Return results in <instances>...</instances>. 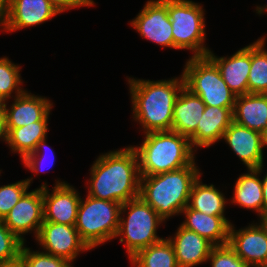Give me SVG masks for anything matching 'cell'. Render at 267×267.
Segmentation results:
<instances>
[{
  "label": "cell",
  "instance_id": "obj_39",
  "mask_svg": "<svg viewBox=\"0 0 267 267\" xmlns=\"http://www.w3.org/2000/svg\"><path fill=\"white\" fill-rule=\"evenodd\" d=\"M256 11L259 15H261L264 12H267V5L265 7L256 6Z\"/></svg>",
  "mask_w": 267,
  "mask_h": 267
},
{
  "label": "cell",
  "instance_id": "obj_11",
  "mask_svg": "<svg viewBox=\"0 0 267 267\" xmlns=\"http://www.w3.org/2000/svg\"><path fill=\"white\" fill-rule=\"evenodd\" d=\"M3 221L5 226L24 243L23 236L30 231L36 233L37 237L44 221L43 187L26 192Z\"/></svg>",
  "mask_w": 267,
  "mask_h": 267
},
{
  "label": "cell",
  "instance_id": "obj_27",
  "mask_svg": "<svg viewBox=\"0 0 267 267\" xmlns=\"http://www.w3.org/2000/svg\"><path fill=\"white\" fill-rule=\"evenodd\" d=\"M265 38L251 44V67L248 77V93L267 94V50Z\"/></svg>",
  "mask_w": 267,
  "mask_h": 267
},
{
  "label": "cell",
  "instance_id": "obj_14",
  "mask_svg": "<svg viewBox=\"0 0 267 267\" xmlns=\"http://www.w3.org/2000/svg\"><path fill=\"white\" fill-rule=\"evenodd\" d=\"M6 103L7 101H4L3 110L7 129L19 128L39 121H48L53 106V103L46 97L36 96L26 90L14 97V102L9 109Z\"/></svg>",
  "mask_w": 267,
  "mask_h": 267
},
{
  "label": "cell",
  "instance_id": "obj_42",
  "mask_svg": "<svg viewBox=\"0 0 267 267\" xmlns=\"http://www.w3.org/2000/svg\"><path fill=\"white\" fill-rule=\"evenodd\" d=\"M256 267H267V263L263 264V265L256 266Z\"/></svg>",
  "mask_w": 267,
  "mask_h": 267
},
{
  "label": "cell",
  "instance_id": "obj_15",
  "mask_svg": "<svg viewBox=\"0 0 267 267\" xmlns=\"http://www.w3.org/2000/svg\"><path fill=\"white\" fill-rule=\"evenodd\" d=\"M222 139L231 147L248 168H258L263 164V134L241 126L234 121L225 130Z\"/></svg>",
  "mask_w": 267,
  "mask_h": 267
},
{
  "label": "cell",
  "instance_id": "obj_30",
  "mask_svg": "<svg viewBox=\"0 0 267 267\" xmlns=\"http://www.w3.org/2000/svg\"><path fill=\"white\" fill-rule=\"evenodd\" d=\"M31 181L32 177L5 186H0V219L3 220L14 205L27 192Z\"/></svg>",
  "mask_w": 267,
  "mask_h": 267
},
{
  "label": "cell",
  "instance_id": "obj_37",
  "mask_svg": "<svg viewBox=\"0 0 267 267\" xmlns=\"http://www.w3.org/2000/svg\"><path fill=\"white\" fill-rule=\"evenodd\" d=\"M0 138L7 143V128L4 110H0Z\"/></svg>",
  "mask_w": 267,
  "mask_h": 267
},
{
  "label": "cell",
  "instance_id": "obj_41",
  "mask_svg": "<svg viewBox=\"0 0 267 267\" xmlns=\"http://www.w3.org/2000/svg\"><path fill=\"white\" fill-rule=\"evenodd\" d=\"M3 101L0 99V110H3Z\"/></svg>",
  "mask_w": 267,
  "mask_h": 267
},
{
  "label": "cell",
  "instance_id": "obj_4",
  "mask_svg": "<svg viewBox=\"0 0 267 267\" xmlns=\"http://www.w3.org/2000/svg\"><path fill=\"white\" fill-rule=\"evenodd\" d=\"M140 176H151L189 166L195 161L190 139L174 131L145 133L144 141L134 147Z\"/></svg>",
  "mask_w": 267,
  "mask_h": 267
},
{
  "label": "cell",
  "instance_id": "obj_9",
  "mask_svg": "<svg viewBox=\"0 0 267 267\" xmlns=\"http://www.w3.org/2000/svg\"><path fill=\"white\" fill-rule=\"evenodd\" d=\"M130 24L141 37L162 47L174 49L172 24L167 11V0L147 1L143 9Z\"/></svg>",
  "mask_w": 267,
  "mask_h": 267
},
{
  "label": "cell",
  "instance_id": "obj_22",
  "mask_svg": "<svg viewBox=\"0 0 267 267\" xmlns=\"http://www.w3.org/2000/svg\"><path fill=\"white\" fill-rule=\"evenodd\" d=\"M233 121L264 134L267 129V94L247 93L237 96Z\"/></svg>",
  "mask_w": 267,
  "mask_h": 267
},
{
  "label": "cell",
  "instance_id": "obj_12",
  "mask_svg": "<svg viewBox=\"0 0 267 267\" xmlns=\"http://www.w3.org/2000/svg\"><path fill=\"white\" fill-rule=\"evenodd\" d=\"M229 228L228 244L236 254L250 267L267 263V222L260 220V224H250L246 228Z\"/></svg>",
  "mask_w": 267,
  "mask_h": 267
},
{
  "label": "cell",
  "instance_id": "obj_24",
  "mask_svg": "<svg viewBox=\"0 0 267 267\" xmlns=\"http://www.w3.org/2000/svg\"><path fill=\"white\" fill-rule=\"evenodd\" d=\"M200 176L194 181L188 206L210 216H225L226 198L213 184H203Z\"/></svg>",
  "mask_w": 267,
  "mask_h": 267
},
{
  "label": "cell",
  "instance_id": "obj_33",
  "mask_svg": "<svg viewBox=\"0 0 267 267\" xmlns=\"http://www.w3.org/2000/svg\"><path fill=\"white\" fill-rule=\"evenodd\" d=\"M46 147L49 148V146L46 144V139L41 140V141L38 142V144L36 146V149L33 152H31L28 155H26L22 159V162L24 163V166L26 168H28L31 172H34L35 175H36V173H39L40 171L42 172V171L45 170L44 169L45 166L42 167V165H44L45 162L48 161V160H44V159H46V157H44V156L45 155L47 156V154L41 155V151H42L43 148L45 149ZM50 150H51L50 151L51 157L53 156V158L48 161V164L46 166L47 168H48L49 164L51 165V166L50 165L49 166L52 167L54 162H55V160H54V158H55L54 152L52 151V149H50Z\"/></svg>",
  "mask_w": 267,
  "mask_h": 267
},
{
  "label": "cell",
  "instance_id": "obj_34",
  "mask_svg": "<svg viewBox=\"0 0 267 267\" xmlns=\"http://www.w3.org/2000/svg\"><path fill=\"white\" fill-rule=\"evenodd\" d=\"M51 3L59 13H62L66 10L82 7V6H93V0H47Z\"/></svg>",
  "mask_w": 267,
  "mask_h": 267
},
{
  "label": "cell",
  "instance_id": "obj_31",
  "mask_svg": "<svg viewBox=\"0 0 267 267\" xmlns=\"http://www.w3.org/2000/svg\"><path fill=\"white\" fill-rule=\"evenodd\" d=\"M20 259L25 267H72V263L66 259L43 251H31L24 244L21 249Z\"/></svg>",
  "mask_w": 267,
  "mask_h": 267
},
{
  "label": "cell",
  "instance_id": "obj_5",
  "mask_svg": "<svg viewBox=\"0 0 267 267\" xmlns=\"http://www.w3.org/2000/svg\"><path fill=\"white\" fill-rule=\"evenodd\" d=\"M123 212L128 213L127 218L120 216L115 238L120 236V242H125L129 259L163 239L157 236V229L164 220L140 196L123 203L120 215Z\"/></svg>",
  "mask_w": 267,
  "mask_h": 267
},
{
  "label": "cell",
  "instance_id": "obj_38",
  "mask_svg": "<svg viewBox=\"0 0 267 267\" xmlns=\"http://www.w3.org/2000/svg\"><path fill=\"white\" fill-rule=\"evenodd\" d=\"M0 267H25L21 259H18L17 261L0 264Z\"/></svg>",
  "mask_w": 267,
  "mask_h": 267
},
{
  "label": "cell",
  "instance_id": "obj_20",
  "mask_svg": "<svg viewBox=\"0 0 267 267\" xmlns=\"http://www.w3.org/2000/svg\"><path fill=\"white\" fill-rule=\"evenodd\" d=\"M181 213L185 215V221L181 224L185 229L196 232L214 246L228 244L231 222L225 216H210L188 205Z\"/></svg>",
  "mask_w": 267,
  "mask_h": 267
},
{
  "label": "cell",
  "instance_id": "obj_19",
  "mask_svg": "<svg viewBox=\"0 0 267 267\" xmlns=\"http://www.w3.org/2000/svg\"><path fill=\"white\" fill-rule=\"evenodd\" d=\"M233 109L205 106L196 132L189 138L192 147H210L223 137L225 130L233 122Z\"/></svg>",
  "mask_w": 267,
  "mask_h": 267
},
{
  "label": "cell",
  "instance_id": "obj_3",
  "mask_svg": "<svg viewBox=\"0 0 267 267\" xmlns=\"http://www.w3.org/2000/svg\"><path fill=\"white\" fill-rule=\"evenodd\" d=\"M202 175L195 161L189 166L140 177V197L165 221L188 205L194 181Z\"/></svg>",
  "mask_w": 267,
  "mask_h": 267
},
{
  "label": "cell",
  "instance_id": "obj_25",
  "mask_svg": "<svg viewBox=\"0 0 267 267\" xmlns=\"http://www.w3.org/2000/svg\"><path fill=\"white\" fill-rule=\"evenodd\" d=\"M48 121L34 122L30 125L7 129V145L23 159L33 152L39 141L46 139Z\"/></svg>",
  "mask_w": 267,
  "mask_h": 267
},
{
  "label": "cell",
  "instance_id": "obj_2",
  "mask_svg": "<svg viewBox=\"0 0 267 267\" xmlns=\"http://www.w3.org/2000/svg\"><path fill=\"white\" fill-rule=\"evenodd\" d=\"M128 84L133 118L144 133L171 131L174 103L184 87L183 76L158 81L128 78Z\"/></svg>",
  "mask_w": 267,
  "mask_h": 267
},
{
  "label": "cell",
  "instance_id": "obj_28",
  "mask_svg": "<svg viewBox=\"0 0 267 267\" xmlns=\"http://www.w3.org/2000/svg\"><path fill=\"white\" fill-rule=\"evenodd\" d=\"M21 80L20 66L12 63L8 57L0 58V99L3 102L11 98L14 91L15 97L25 91L19 86Z\"/></svg>",
  "mask_w": 267,
  "mask_h": 267
},
{
  "label": "cell",
  "instance_id": "obj_17",
  "mask_svg": "<svg viewBox=\"0 0 267 267\" xmlns=\"http://www.w3.org/2000/svg\"><path fill=\"white\" fill-rule=\"evenodd\" d=\"M60 14L47 0H9L5 31H17L39 25Z\"/></svg>",
  "mask_w": 267,
  "mask_h": 267
},
{
  "label": "cell",
  "instance_id": "obj_16",
  "mask_svg": "<svg viewBox=\"0 0 267 267\" xmlns=\"http://www.w3.org/2000/svg\"><path fill=\"white\" fill-rule=\"evenodd\" d=\"M207 56L216 64L221 77L235 96L248 93V77L251 67V44L232 56L217 57L211 50Z\"/></svg>",
  "mask_w": 267,
  "mask_h": 267
},
{
  "label": "cell",
  "instance_id": "obj_8",
  "mask_svg": "<svg viewBox=\"0 0 267 267\" xmlns=\"http://www.w3.org/2000/svg\"><path fill=\"white\" fill-rule=\"evenodd\" d=\"M172 24L174 49H187L193 57L206 56L210 51L206 40L204 11L201 4L191 0H167Z\"/></svg>",
  "mask_w": 267,
  "mask_h": 267
},
{
  "label": "cell",
  "instance_id": "obj_21",
  "mask_svg": "<svg viewBox=\"0 0 267 267\" xmlns=\"http://www.w3.org/2000/svg\"><path fill=\"white\" fill-rule=\"evenodd\" d=\"M205 106L199 96L183 87L174 103L172 131L189 139L197 130Z\"/></svg>",
  "mask_w": 267,
  "mask_h": 267
},
{
  "label": "cell",
  "instance_id": "obj_7",
  "mask_svg": "<svg viewBox=\"0 0 267 267\" xmlns=\"http://www.w3.org/2000/svg\"><path fill=\"white\" fill-rule=\"evenodd\" d=\"M184 87L199 96L206 106L234 108L236 96L206 55L190 57L182 72Z\"/></svg>",
  "mask_w": 267,
  "mask_h": 267
},
{
  "label": "cell",
  "instance_id": "obj_10",
  "mask_svg": "<svg viewBox=\"0 0 267 267\" xmlns=\"http://www.w3.org/2000/svg\"><path fill=\"white\" fill-rule=\"evenodd\" d=\"M44 252L73 262L79 252L91 250L81 239L74 225L43 221L36 237Z\"/></svg>",
  "mask_w": 267,
  "mask_h": 267
},
{
  "label": "cell",
  "instance_id": "obj_40",
  "mask_svg": "<svg viewBox=\"0 0 267 267\" xmlns=\"http://www.w3.org/2000/svg\"><path fill=\"white\" fill-rule=\"evenodd\" d=\"M264 136V140H265V145L267 146V129L265 131V133L263 134Z\"/></svg>",
  "mask_w": 267,
  "mask_h": 267
},
{
  "label": "cell",
  "instance_id": "obj_6",
  "mask_svg": "<svg viewBox=\"0 0 267 267\" xmlns=\"http://www.w3.org/2000/svg\"><path fill=\"white\" fill-rule=\"evenodd\" d=\"M80 199L75 228L90 249L115 238L120 220L121 205L87 195Z\"/></svg>",
  "mask_w": 267,
  "mask_h": 267
},
{
  "label": "cell",
  "instance_id": "obj_18",
  "mask_svg": "<svg viewBox=\"0 0 267 267\" xmlns=\"http://www.w3.org/2000/svg\"><path fill=\"white\" fill-rule=\"evenodd\" d=\"M169 237L177 264L179 267H195L206 262L214 245L196 232L190 231L181 225L174 235Z\"/></svg>",
  "mask_w": 267,
  "mask_h": 267
},
{
  "label": "cell",
  "instance_id": "obj_29",
  "mask_svg": "<svg viewBox=\"0 0 267 267\" xmlns=\"http://www.w3.org/2000/svg\"><path fill=\"white\" fill-rule=\"evenodd\" d=\"M23 244L24 242L13 234L0 219V264L20 259Z\"/></svg>",
  "mask_w": 267,
  "mask_h": 267
},
{
  "label": "cell",
  "instance_id": "obj_23",
  "mask_svg": "<svg viewBox=\"0 0 267 267\" xmlns=\"http://www.w3.org/2000/svg\"><path fill=\"white\" fill-rule=\"evenodd\" d=\"M263 164L258 168H248V173L240 175L234 186V197L231 202L246 209H252L263 220V195L261 175Z\"/></svg>",
  "mask_w": 267,
  "mask_h": 267
},
{
  "label": "cell",
  "instance_id": "obj_32",
  "mask_svg": "<svg viewBox=\"0 0 267 267\" xmlns=\"http://www.w3.org/2000/svg\"><path fill=\"white\" fill-rule=\"evenodd\" d=\"M209 260L212 267H250L229 244L214 246L207 261Z\"/></svg>",
  "mask_w": 267,
  "mask_h": 267
},
{
  "label": "cell",
  "instance_id": "obj_13",
  "mask_svg": "<svg viewBox=\"0 0 267 267\" xmlns=\"http://www.w3.org/2000/svg\"><path fill=\"white\" fill-rule=\"evenodd\" d=\"M44 221L75 225L81 196L73 186L57 180L50 194L47 183H42Z\"/></svg>",
  "mask_w": 267,
  "mask_h": 267
},
{
  "label": "cell",
  "instance_id": "obj_35",
  "mask_svg": "<svg viewBox=\"0 0 267 267\" xmlns=\"http://www.w3.org/2000/svg\"><path fill=\"white\" fill-rule=\"evenodd\" d=\"M8 5L9 0H0V26L3 30L6 29L8 21Z\"/></svg>",
  "mask_w": 267,
  "mask_h": 267
},
{
  "label": "cell",
  "instance_id": "obj_26",
  "mask_svg": "<svg viewBox=\"0 0 267 267\" xmlns=\"http://www.w3.org/2000/svg\"><path fill=\"white\" fill-rule=\"evenodd\" d=\"M130 260L134 267H179L168 237L140 250Z\"/></svg>",
  "mask_w": 267,
  "mask_h": 267
},
{
  "label": "cell",
  "instance_id": "obj_36",
  "mask_svg": "<svg viewBox=\"0 0 267 267\" xmlns=\"http://www.w3.org/2000/svg\"><path fill=\"white\" fill-rule=\"evenodd\" d=\"M263 195V220L267 219V173L261 180Z\"/></svg>",
  "mask_w": 267,
  "mask_h": 267
},
{
  "label": "cell",
  "instance_id": "obj_1",
  "mask_svg": "<svg viewBox=\"0 0 267 267\" xmlns=\"http://www.w3.org/2000/svg\"><path fill=\"white\" fill-rule=\"evenodd\" d=\"M88 195L120 204L140 195L138 156L133 146L100 155L90 170Z\"/></svg>",
  "mask_w": 267,
  "mask_h": 267
}]
</instances>
